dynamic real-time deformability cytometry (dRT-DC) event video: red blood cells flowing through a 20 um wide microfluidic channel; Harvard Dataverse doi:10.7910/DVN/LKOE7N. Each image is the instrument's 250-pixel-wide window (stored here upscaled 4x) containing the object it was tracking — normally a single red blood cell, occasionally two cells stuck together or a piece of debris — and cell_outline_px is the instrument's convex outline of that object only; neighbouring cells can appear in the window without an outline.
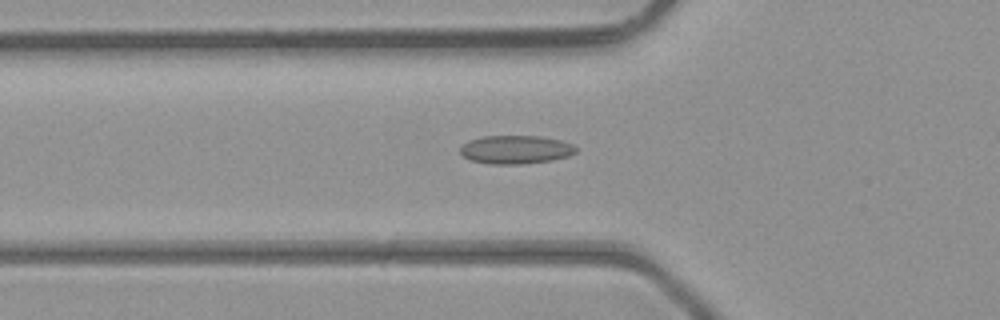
{"species": "common noctule bat (a hibernating species)", "species_latin": "Nyctalus noctula", "temperature_condition": "room temperature", "stored_images_in_passage": 41, "camera_frame_rate_fps": 3000, "um_per_image_px": 0.085, "animal": {"sex": "male", "body_mass_g": 23.1, "forearm_length_mm": 52.7}, "frame": {"image": 1, "passage_image": 16, "time_ms": 5.0, "image_size_px": [1000, 320], "cell_outline_px": [[576, 152], [568, 156], [552, 160], [520, 164], [492, 164], [468, 160], [460, 152], [460, 148], [468, 140], [484, 136], [540, 136], [560, 140], [572, 144], [576, 148]], "centroid_in_image_um": [43.82, 12.71], "position_along_channel_um": 82.0, "area_um2": 19.13}}
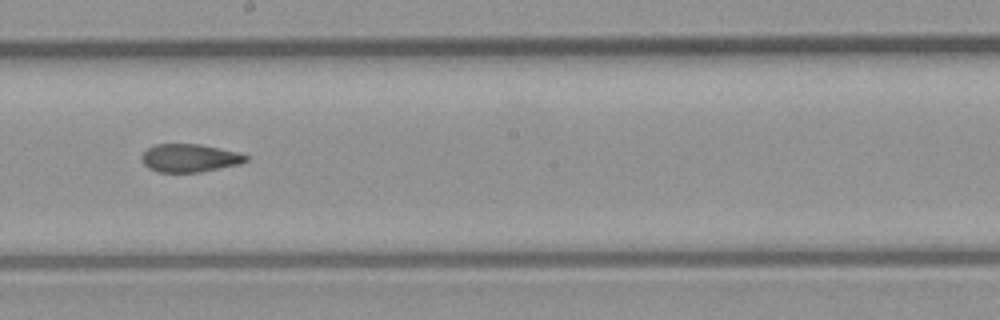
{"frame": {"image": 2, "passage_image": 26, "time_ms": 8.333, "image_size_px": [1000, 320], "cell_outline_px": [[248, 160], [240, 164], [200, 172], [160, 172], [148, 168], [140, 160], [140, 156], [148, 148], [156, 144], [200, 144], [236, 152], [248, 156]], "centroid_in_image_um": [16.09, 13.43], "position_along_channel_um": 232.1, "area_um2": 16.99}}
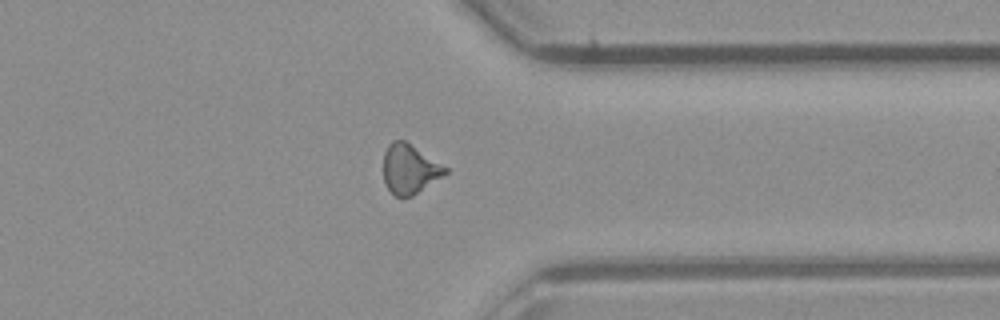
{"frame": {"image": 3, "passage_image": 36, "time_ms": 11.667, "image_size_px": [1000, 320], "cell_outline_px": [[448, 172], [412, 196], [396, 196], [388, 188], [384, 180], [384, 152], [388, 144], [392, 140], [404, 140], [448, 168]], "centroid_in_image_um": [34.8, 14.35], "position_along_channel_um": 376.6, "area_um2": 17.46}, "authors_computed_cell_mechanics": {"area_um2": 17.9758, "velocity_mm_per_s": 4.4715, "shape_relaxation_time_tau1_ms": null, "shape_relaxation_time_tau2_ms": 2.5229, "deformation_change_tau1": null, "deformation_change_tau2": 0.0915}}